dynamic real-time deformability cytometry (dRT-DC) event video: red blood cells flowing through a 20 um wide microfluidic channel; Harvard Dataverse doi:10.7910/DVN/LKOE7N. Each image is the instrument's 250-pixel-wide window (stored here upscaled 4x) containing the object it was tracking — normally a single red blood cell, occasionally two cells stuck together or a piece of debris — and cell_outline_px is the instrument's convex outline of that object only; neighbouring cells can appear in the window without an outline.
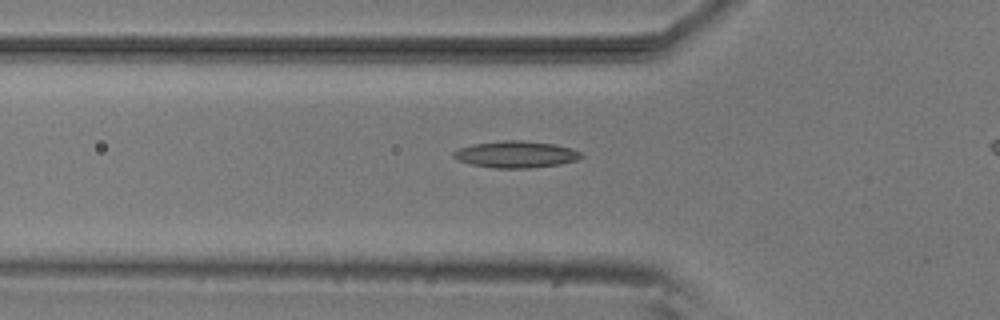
{"species": "common noctule bat (a hibernating species)", "species_latin": "Nyctalus noctula", "temperature_condition": "room temperature", "stored_images_in_passage": 46, "camera_frame_rate_fps": 3000, "um_per_image_px": 0.085, "animal": {"sex": "male", "body_mass_g": 20.5, "forearm_length_mm": 52.5}, "frame": {"image": 1, "passage_image": 18, "time_ms": 5.667, "image_size_px": [1000, 320], "cell_outline_px": [[584, 156], [576, 160], [560, 164], [528, 168], [492, 168], [472, 164], [456, 160], [452, 156], [452, 152], [456, 148], [472, 144], [500, 140], [520, 140], [556, 144], [572, 148], [580, 152]], "centroid_in_image_um": [43.81, 13.11], "position_along_channel_um": 82.0, "area_um2": 20.11}}
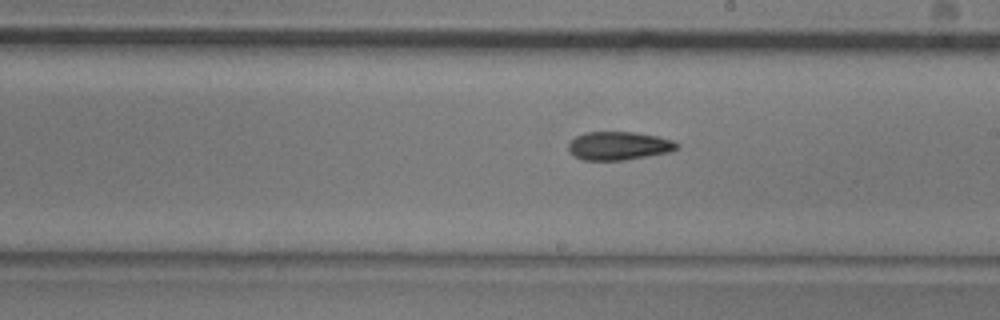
{"frame": {"image": 2, "passage_image": 30, "time_ms": 9.667, "image_size_px": [1000, 320], "cell_outline_px": [[680, 144], [676, 148], [668, 152], [624, 160], [584, 160], [568, 152], [568, 144], [576, 136], [584, 132], [632, 132], [656, 136], [672, 140]], "centroid_in_image_um": [52.56, 12.39], "position_along_channel_um": 236.4, "area_um2": 17.74}}
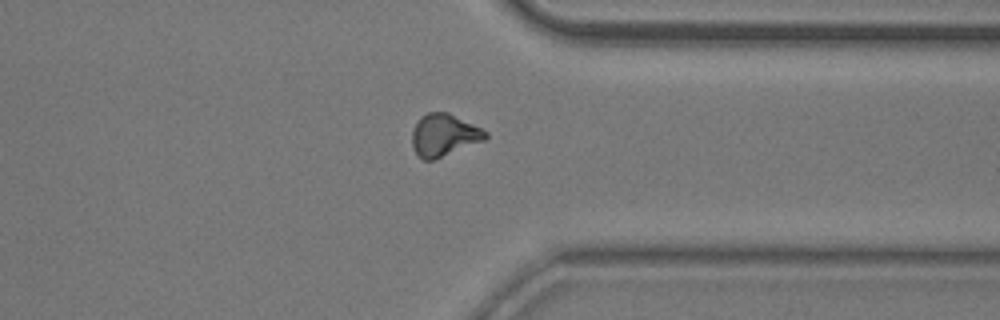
{"frame": {"image": 3, "passage_image": 41, "time_ms": 13.333, "image_size_px": [1000, 320], "cell_outline_px": [[488, 136], [484, 140], [432, 160], [424, 160], [416, 156], [412, 148], [412, 132], [420, 116], [428, 112], [448, 112], [488, 132]], "centroid_in_image_um": [37.69, 11.48], "position_along_channel_um": 373.7, "area_um2": 17.92}, "authors_computed_cell_mechanics": {"area_um2": 18.1203, "velocity_mm_per_s": 3.8321, "shape_relaxation_time_tau1_ms": null, "shape_relaxation_time_tau2_ms": 5.8558, "deformation_change_tau1": null, "deformation_change_tau2": 0.1353}}